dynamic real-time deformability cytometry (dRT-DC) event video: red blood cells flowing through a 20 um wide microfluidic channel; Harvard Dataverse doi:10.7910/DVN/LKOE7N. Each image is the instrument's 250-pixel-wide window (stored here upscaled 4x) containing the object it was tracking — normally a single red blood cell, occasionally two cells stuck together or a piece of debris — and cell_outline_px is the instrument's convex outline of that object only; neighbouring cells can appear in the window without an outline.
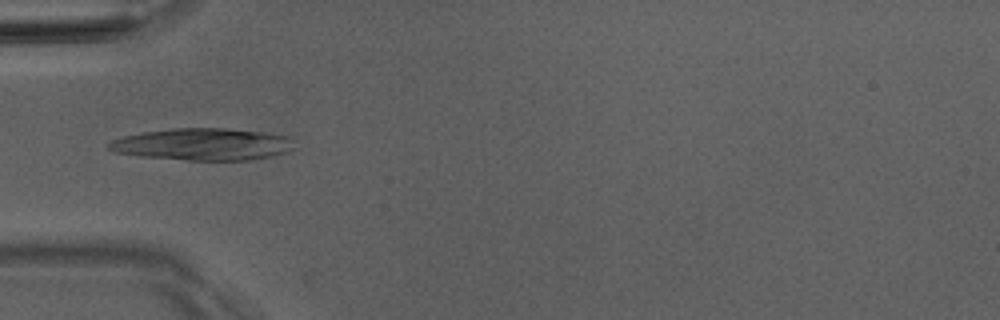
{"species": "Egyptian fruit bat (a non-hibernating species)", "species_latin": "Rousettus aegyptiacus", "temperature_condition": "room temperature", "stored_images_in_passage": 40, "camera_frame_rate_fps": 3000, "um_per_image_px": 0.085, "animal": {"sex": "male"}, "frame": {"image": 1, "passage_image": 17, "time_ms": 5.333, "image_size_px": [1000, 320], "cell_outline_px": [[292, 148], [284, 152], [272, 156], [248, 160], [188, 160], [140, 156], [116, 152], [108, 148], [108, 144], [112, 140], [124, 136], [144, 132], [172, 128], [224, 128], [268, 132], [288, 136]], "centroid_in_image_um": [17.22, 12.26], "position_along_channel_um": 67.8, "area_um2": 34.33}}
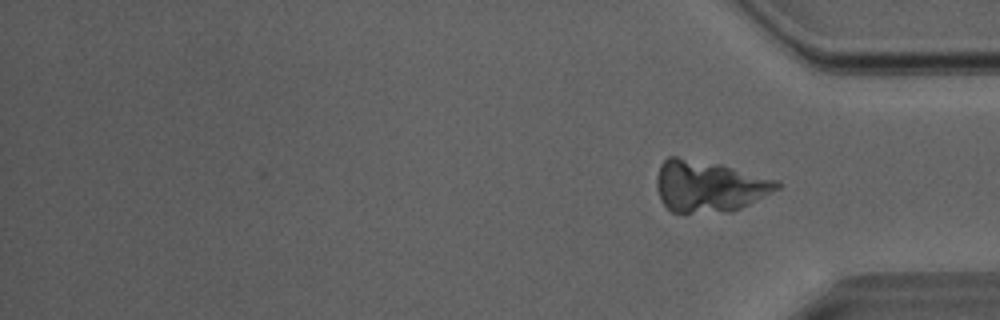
{"frame": {"image": 2, "passage_image": 40, "time_ms": 13.0, "image_size_px": [1000, 320], "cell_outline_px": [[784, 184], [780, 188], [732, 212], [672, 212], [660, 200], [656, 188], [656, 176], [660, 164], [668, 156], [676, 156], [720, 164], [780, 180]], "centroid_in_image_um": [60.26, 15.82], "position_along_channel_um": 374.9, "area_um2": 36.24}}